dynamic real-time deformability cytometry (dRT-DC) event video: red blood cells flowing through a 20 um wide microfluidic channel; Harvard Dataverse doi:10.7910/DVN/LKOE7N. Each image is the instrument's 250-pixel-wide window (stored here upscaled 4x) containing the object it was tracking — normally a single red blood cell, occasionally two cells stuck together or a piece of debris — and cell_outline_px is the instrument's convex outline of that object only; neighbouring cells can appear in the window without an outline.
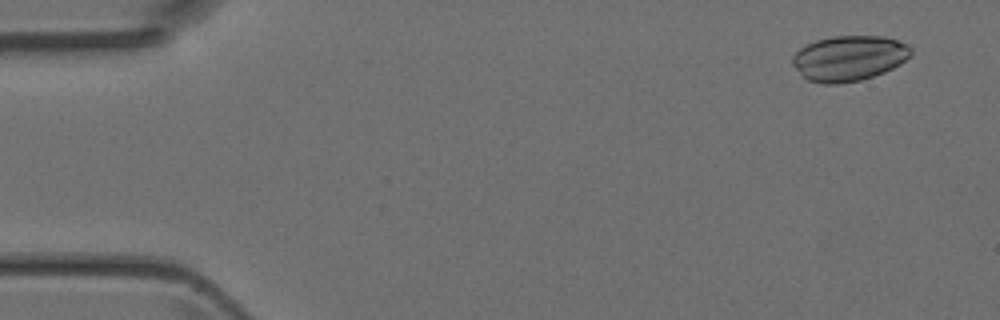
{"species": "Egyptian fruit bat (a non-hibernating species)", "species_latin": "Rousettus aegyptiacus", "temperature_condition": "room temperature", "stored_images_in_passage": 3, "camera_frame_rate_fps": 3000, "um_per_image_px": 0.085, "animal": {"sex": "female"}, "frame": {"image": 1, "passage_image": 1, "time_ms": 0.0, "image_size_px": [1000, 320], "cell_outline_px": [[912, 52], [900, 64], [884, 72], [860, 80], [836, 84], [824, 84], [808, 80], [792, 64], [792, 56], [800, 48], [816, 40], [832, 36], [884, 36], [908, 44], [912, 48]], "centroid_in_image_um": [72.16, 4.94], "position_along_channel_um": 12.8, "area_um2": 31.1}}